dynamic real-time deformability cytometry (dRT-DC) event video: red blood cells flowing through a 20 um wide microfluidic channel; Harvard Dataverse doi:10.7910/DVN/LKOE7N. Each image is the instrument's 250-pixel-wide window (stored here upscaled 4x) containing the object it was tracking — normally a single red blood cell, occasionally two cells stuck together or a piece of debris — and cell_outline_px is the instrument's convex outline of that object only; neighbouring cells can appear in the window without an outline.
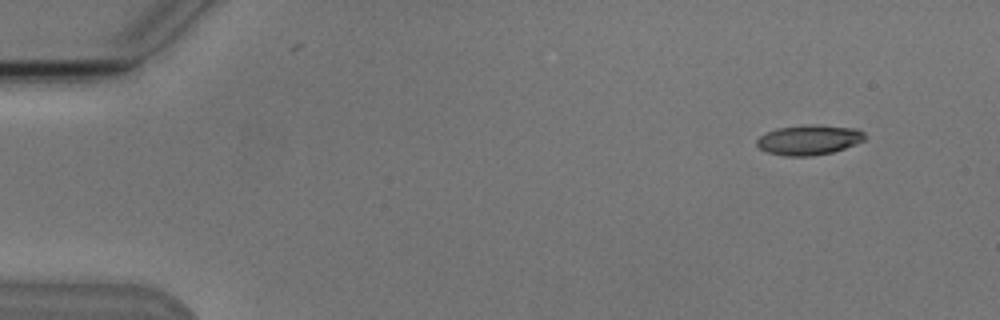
{"species": "Egyptian fruit bat (a non-hibernating species)", "species_latin": "Rousettus aegyptiacus", "temperature_condition": "cold", "stored_images_in_passage": 4, "camera_frame_rate_fps": 3000, "um_per_image_px": 0.085, "animal": {"sex": "male"}, "frame": {"image": 1, "passage_image": 1, "time_ms": 0.0, "image_size_px": [1000, 320], "cell_outline_px": [[864, 140], [856, 144], [832, 152], [812, 156], [784, 156], [768, 152], [760, 148], [756, 144], [756, 140], [760, 136], [776, 128], [804, 124], [820, 124], [856, 128], [864, 132]], "centroid_in_image_um": [68.76, 11.87], "position_along_channel_um": 16.2, "area_um2": 19.02}}